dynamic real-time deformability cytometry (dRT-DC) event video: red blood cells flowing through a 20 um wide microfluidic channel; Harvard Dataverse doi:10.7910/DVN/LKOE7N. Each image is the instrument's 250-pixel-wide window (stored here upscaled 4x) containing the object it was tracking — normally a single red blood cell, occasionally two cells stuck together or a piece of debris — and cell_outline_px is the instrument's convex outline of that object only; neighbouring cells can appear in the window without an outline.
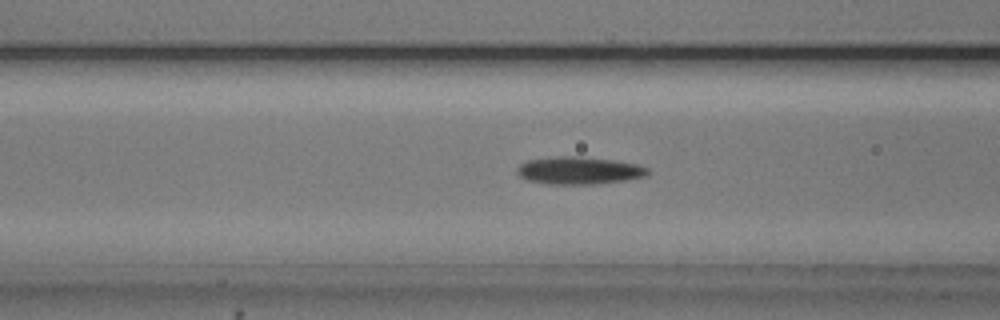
{"species": "common noctule bat (a hibernating species)", "species_latin": "Nyctalus noctula", "temperature_condition": "cold", "stored_images_in_passage": 53, "camera_frame_rate_fps": 3000, "um_per_image_px": 0.085, "animal": {"sex": "male", "body_mass_g": 20.5, "forearm_length_mm": 52.5}, "frame": {"image": 1, "passage_image": 20, "time_ms": 6.333, "image_size_px": [1000, 320], "cell_outline_px": [[648, 176], [624, 180], [592, 184], [548, 184], [528, 180], [520, 176], [516, 172], [516, 168], [520, 164], [528, 160], [556, 156], [580, 156], [612, 160], [636, 164], [648, 168]], "centroid_in_image_um": [49.19, 14.49], "position_along_channel_um": 117.4, "area_um2": 20.87}}
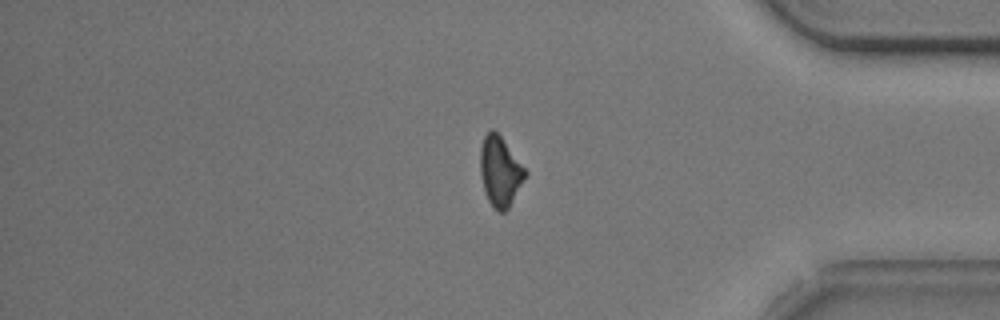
{"frame": {"image": 2, "passage_image": 44, "time_ms": 14.333, "image_size_px": [1000, 320], "cell_outline_px": [[528, 172], [508, 208], [504, 212], [500, 212], [492, 208], [488, 200], [484, 188], [480, 172], [480, 148], [484, 136], [492, 128], [500, 136]], "centroid_in_image_um": [42.49, 14.58], "position_along_channel_um": 392.7, "area_um2": 17.98}}
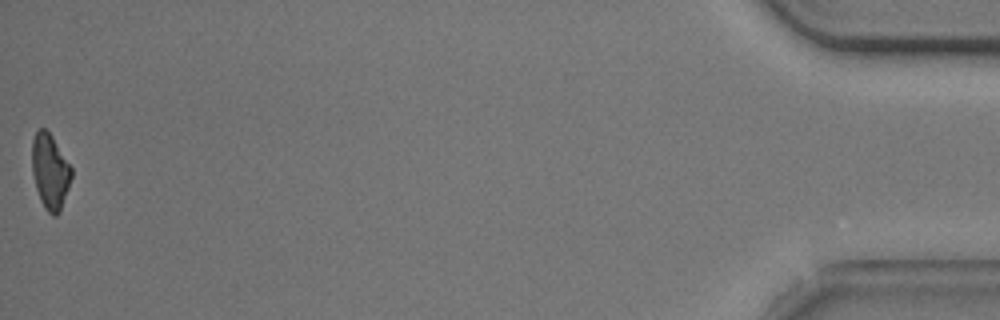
{"frame": {"image": 3, "passage_image": 53, "time_ms": 17.333, "image_size_px": [1000, 320], "cell_outline_px": [[72, 176], [60, 212], [56, 216], [52, 216], [44, 208], [40, 200], [36, 188], [32, 172], [32, 140], [36, 132], [40, 128], [44, 128], [52, 136], [72, 168]], "centroid_in_image_um": [4.25, 14.6], "position_along_channel_um": 430.9, "area_um2": 17.22}, "authors_computed_cell_mechanics": {"area_um2": 19.363, "velocity_mm_per_s": 3.741, "shape_relaxation_time_tau1_ms": 3.1931, "shape_relaxation_time_tau2_ms": null, "deformation_change_tau1": 0.1246, "deformation_change_tau2": null}}